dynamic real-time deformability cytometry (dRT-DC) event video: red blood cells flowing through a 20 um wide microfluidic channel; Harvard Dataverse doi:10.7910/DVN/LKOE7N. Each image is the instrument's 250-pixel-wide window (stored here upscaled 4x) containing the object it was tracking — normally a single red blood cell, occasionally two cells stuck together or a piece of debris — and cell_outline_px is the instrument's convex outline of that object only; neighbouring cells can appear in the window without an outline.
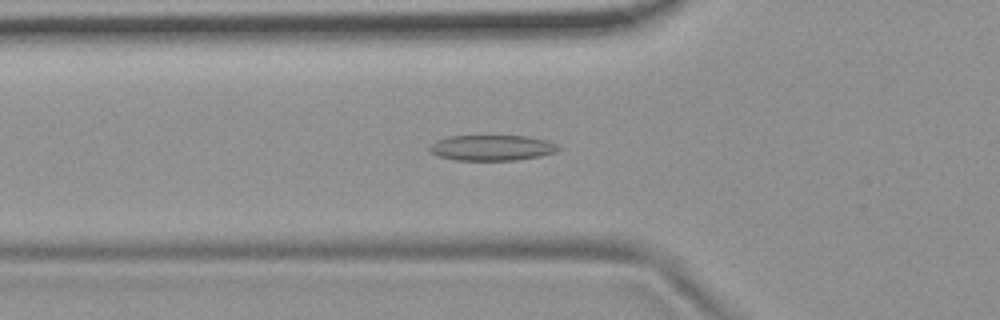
{"species": "common noctule bat (a hibernating species)", "species_latin": "Nyctalus noctula", "temperature_condition": "room temperature", "stored_images_in_passage": 55, "camera_frame_rate_fps": 3000, "um_per_image_px": 0.085, "animal": {"sex": "female", "body_mass_g": 19.9}, "frame": {"image": 1, "passage_image": 19, "time_ms": 6.0, "image_size_px": [1000, 320], "cell_outline_px": [[560, 148], [556, 152], [540, 156], [516, 160], [456, 160], [440, 156], [428, 152], [428, 148], [436, 140], [448, 136], [528, 136], [548, 140], [556, 144]], "centroid_in_image_um": [41.81, 12.56], "position_along_channel_um": 84.0, "area_um2": 19.25}}
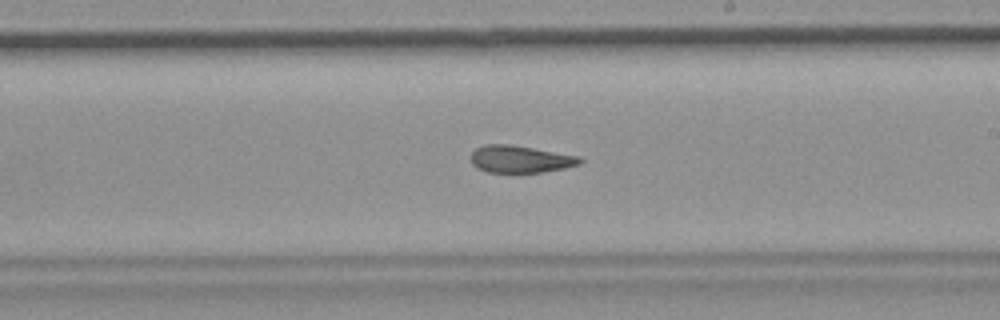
{"frame": {"image": 2, "passage_image": 32, "time_ms": 10.333, "image_size_px": [1000, 320], "cell_outline_px": [[584, 160], [580, 164], [564, 168], [544, 172], [488, 172], [476, 168], [472, 164], [472, 152], [476, 148], [484, 144], [508, 144], [580, 156]], "centroid_in_image_um": [44.23, 13.53], "position_along_channel_um": 244.8, "area_um2": 17.22}}
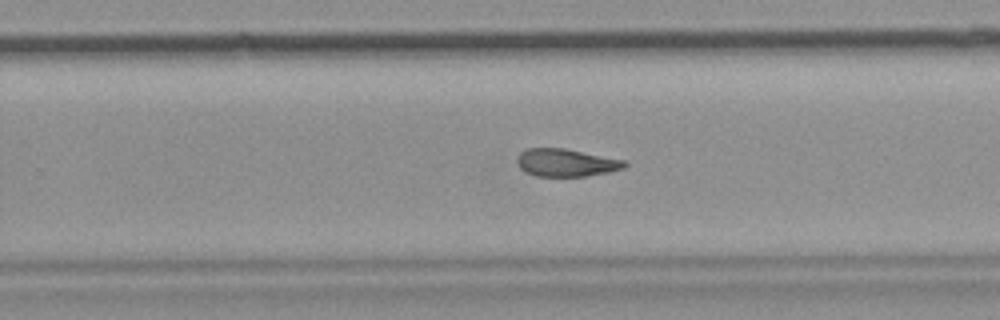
{"frame": {"image": 3, "passage_image": 35, "time_ms": 11.333, "image_size_px": [1000, 320], "cell_outline_px": [[628, 164], [624, 168], [608, 172], [584, 176], [536, 176], [520, 168], [516, 160], [520, 152], [528, 148], [564, 148], [624, 160]], "centroid_in_image_um": [48.11, 13.82], "position_along_channel_um": 281.7, "area_um2": 17.17}, "authors_computed_cell_mechanics": {"area_um2": 18.7272, "velocity_mm_per_s": 3.7081, "shape_relaxation_time_tau1_ms": null, "shape_relaxation_time_tau2_ms": 5.5339, "deformation_change_tau1": null, "deformation_change_tau2": 0.1436}}